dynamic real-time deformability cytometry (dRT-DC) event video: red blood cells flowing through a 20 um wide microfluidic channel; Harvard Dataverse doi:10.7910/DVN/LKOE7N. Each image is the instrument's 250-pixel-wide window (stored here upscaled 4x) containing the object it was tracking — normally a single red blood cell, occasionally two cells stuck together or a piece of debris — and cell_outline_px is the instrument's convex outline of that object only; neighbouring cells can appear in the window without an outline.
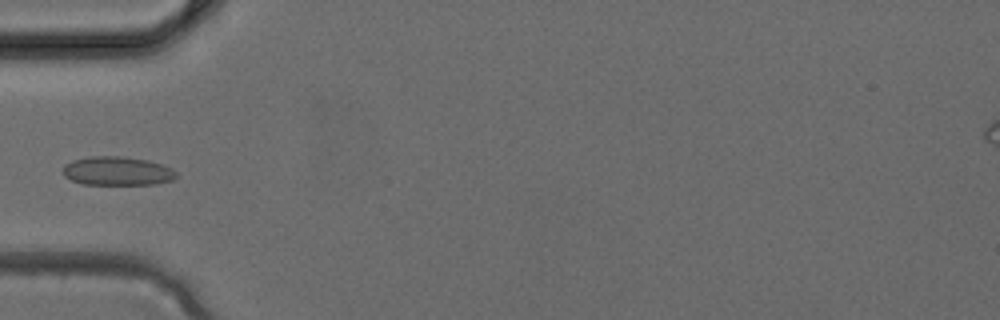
{"species": "common noctule bat (a hibernating species)", "species_latin": "Nyctalus noctula", "temperature_condition": "cold", "stored_images_in_passage": 3, "camera_frame_rate_fps": 3000, "um_per_image_px": 0.085, "animal": {"sex": "female", "body_mass_g": 24.6, "forearm_length_mm": 56.2}, "frame": {"image": 1, "passage_image": 3, "time_ms": 0.667, "image_size_px": [1000, 320], "cell_outline_px": [[176, 176], [172, 180], [156, 184], [84, 184], [72, 180], [64, 176], [64, 168], [72, 160], [92, 156], [120, 156], [148, 160], [172, 168], [176, 172]], "centroid_in_image_um": [9.99, 14.53], "position_along_channel_um": 75.0, "area_um2": 18.79}}